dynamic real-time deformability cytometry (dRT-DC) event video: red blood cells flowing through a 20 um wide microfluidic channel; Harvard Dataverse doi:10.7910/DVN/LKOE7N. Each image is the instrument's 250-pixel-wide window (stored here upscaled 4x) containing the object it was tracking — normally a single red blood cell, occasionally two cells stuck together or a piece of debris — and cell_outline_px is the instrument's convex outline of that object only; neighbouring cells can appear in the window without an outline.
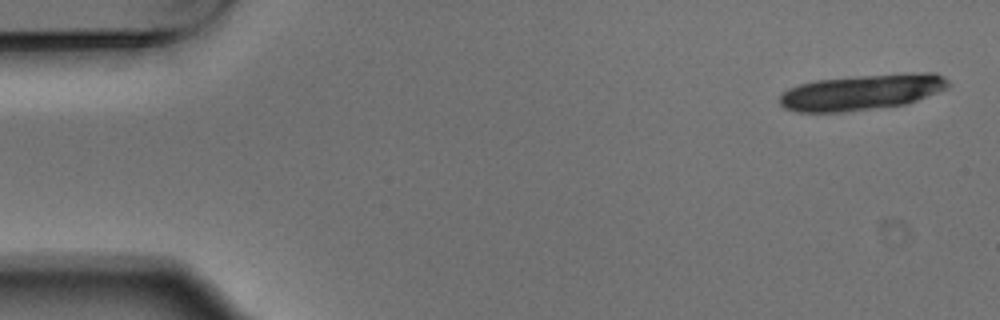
{"species": "Egyptian fruit bat (a non-hibernating species)", "species_latin": "Rousettus aegyptiacus", "temperature_condition": "warm", "stored_images_in_passage": 5, "camera_frame_rate_fps": 3000, "um_per_image_px": 0.085, "animal": {"sex": "male"}, "frame": {"image": 1, "passage_image": 1, "time_ms": 0.0, "image_size_px": [1000, 320], "cell_outline_px": [[948, 88], [916, 100], [904, 104], [844, 112], [796, 112], [784, 108], [780, 104], [780, 96], [788, 88], [800, 84], [816, 80], [856, 76], [908, 72], [936, 72], [944, 76], [948, 80]], "centroid_in_image_um": [73.27, 7.82], "position_along_channel_um": 11.7, "area_um2": 35.14}}